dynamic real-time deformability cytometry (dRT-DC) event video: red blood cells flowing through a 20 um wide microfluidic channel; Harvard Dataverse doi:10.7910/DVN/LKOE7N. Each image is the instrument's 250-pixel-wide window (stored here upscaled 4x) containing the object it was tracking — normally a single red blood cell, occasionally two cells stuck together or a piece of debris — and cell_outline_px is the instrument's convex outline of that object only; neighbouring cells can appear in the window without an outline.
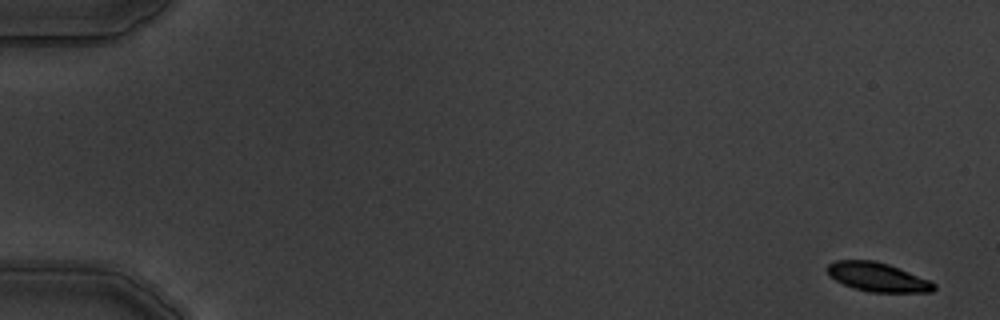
{"species": "common noctule bat (a hibernating species)", "species_latin": "Nyctalus noctula", "temperature_condition": "warm", "stored_images_in_passage": 6, "camera_frame_rate_fps": 3000, "um_per_image_px": 0.085, "animal": {"sex": "male", "body_mass_g": 19.5, "forearm_length_mm": 54.6}, "frame": {"image": 1, "passage_image": 1, "time_ms": 0.0, "image_size_px": [1000, 320], "cell_outline_px": [[936, 288], [932, 292], [868, 292], [844, 284], [828, 276], [828, 264], [836, 260], [876, 260], [888, 264], [928, 280], [936, 284]], "centroid_in_image_um": [74.58, 23.55], "position_along_channel_um": 10.4, "area_um2": 17.8}}
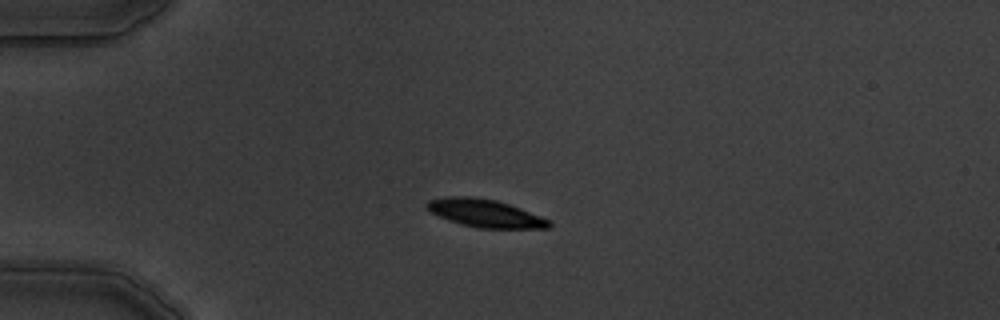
{"frame": {"image": 2, "passage_image": 5, "time_ms": 4.333, "image_size_px": [1000, 320], "cell_outline_px": [[552, 224], [548, 228], [480, 228], [448, 220], [432, 212], [424, 204], [428, 200], [448, 196], [472, 196], [496, 200], [520, 208], [552, 220]], "centroid_in_image_um": [41.26, 18.11], "position_along_channel_um": 43.7, "area_um2": 19.71}}